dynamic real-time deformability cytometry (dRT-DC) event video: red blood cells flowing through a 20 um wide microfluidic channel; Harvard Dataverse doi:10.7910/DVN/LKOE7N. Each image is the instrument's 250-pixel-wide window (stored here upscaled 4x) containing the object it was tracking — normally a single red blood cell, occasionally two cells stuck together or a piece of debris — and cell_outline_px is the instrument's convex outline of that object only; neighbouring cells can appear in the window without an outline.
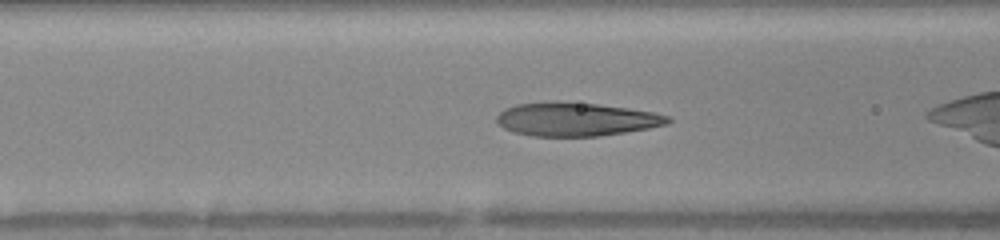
{"species": "human", "species_latin": "Homo sapiens", "temperature_condition": "warm", "stored_images_in_passage": 24, "camera_frame_rate_fps": 3000, "um_per_image_px": 0.085, "donor": {"sex": "female"}, "frame": {"image": 1, "passage_image": 4, "time_ms": 1.0, "image_size_px": [1000, 240], "cell_outline_px": [[672, 120], [668, 124], [648, 128], [600, 136], [532, 136], [512, 132], [496, 124], [496, 116], [504, 108], [516, 104], [596, 104], [628, 108], [652, 112], [668, 116]], "centroid_in_image_um": [48.96, 10.18], "position_along_channel_um": 117.6, "area_um2": 32.54}}